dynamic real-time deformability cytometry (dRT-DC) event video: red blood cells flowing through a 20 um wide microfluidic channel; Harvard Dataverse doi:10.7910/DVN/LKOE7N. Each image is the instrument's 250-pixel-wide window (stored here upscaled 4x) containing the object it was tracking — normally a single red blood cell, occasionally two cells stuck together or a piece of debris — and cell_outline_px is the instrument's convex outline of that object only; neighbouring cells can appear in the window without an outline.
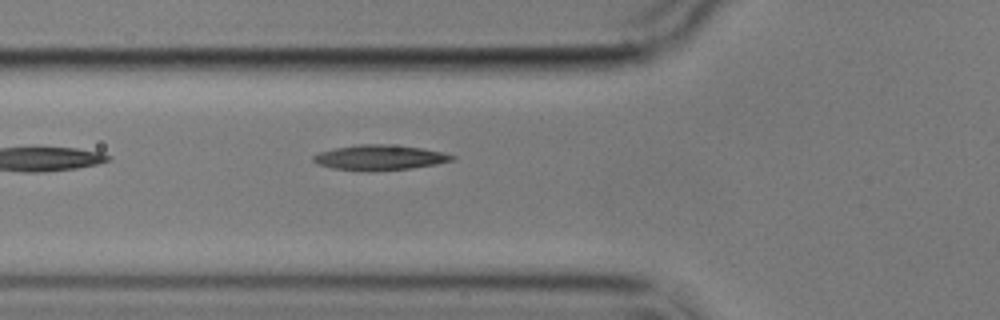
{"species": "common noctule bat (a hibernating species)", "species_latin": "Nyctalus noctula", "temperature_condition": "cold", "stored_images_in_passage": 3, "camera_frame_rate_fps": 3000, "um_per_image_px": 0.085, "animal": {"sex": "male", "body_mass_g": 17.9}, "frame": {"image": 1, "passage_image": 3, "time_ms": 2.333, "image_size_px": [1000, 320], "cell_outline_px": [[456, 160], [436, 164], [412, 168], [332, 168], [316, 164], [312, 160], [312, 156], [320, 152], [336, 148], [360, 144], [388, 144], [420, 148], [440, 152], [456, 156]], "centroid_in_image_um": [32.3, 13.34], "position_along_channel_um": 93.5, "area_um2": 19.25}}